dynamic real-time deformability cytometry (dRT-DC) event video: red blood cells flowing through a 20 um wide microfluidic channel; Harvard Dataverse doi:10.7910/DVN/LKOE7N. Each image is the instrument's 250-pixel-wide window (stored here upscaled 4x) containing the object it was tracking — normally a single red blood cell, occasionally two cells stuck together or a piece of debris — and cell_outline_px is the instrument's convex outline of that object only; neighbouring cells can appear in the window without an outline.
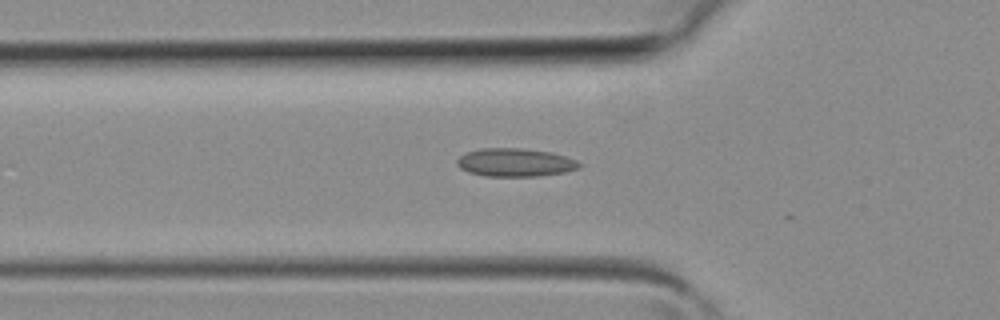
{"species": "common noctule bat (a hibernating species)", "species_latin": "Nyctalus noctula", "temperature_condition": "room temperature", "stored_images_in_passage": 12, "camera_frame_rate_fps": 3000, "um_per_image_px": 0.085, "animal": {"sex": "female", "body_mass_g": 19.3, "forearm_length_mm": 54.1}, "frame": {"image": 1, "passage_image": 10, "time_ms": 3.0, "image_size_px": [1000, 320], "cell_outline_px": [[580, 168], [564, 172], [536, 176], [484, 176], [468, 172], [460, 168], [456, 164], [456, 160], [460, 156], [468, 152], [480, 148], [520, 148], [552, 152], [576, 160], [580, 164]], "centroid_in_image_um": [43.76, 13.81], "position_along_channel_um": 82.0, "area_um2": 20.06}}